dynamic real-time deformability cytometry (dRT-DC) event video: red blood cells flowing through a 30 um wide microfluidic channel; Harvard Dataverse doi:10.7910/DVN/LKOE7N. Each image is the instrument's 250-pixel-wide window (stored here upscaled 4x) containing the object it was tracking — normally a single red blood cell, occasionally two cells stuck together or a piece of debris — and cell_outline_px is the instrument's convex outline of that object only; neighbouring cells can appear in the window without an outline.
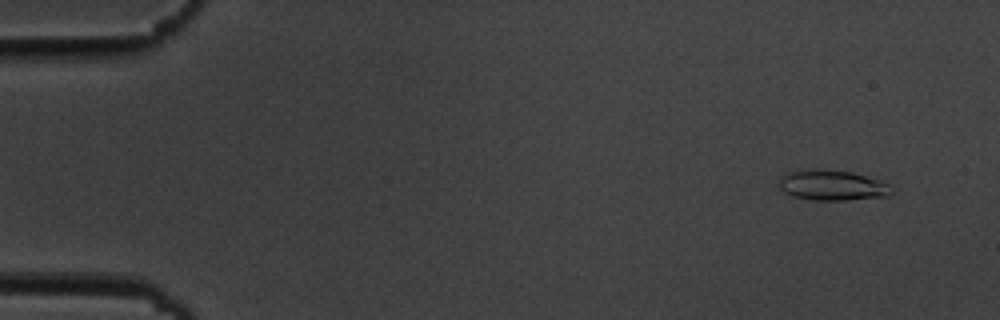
{"species": "common noctule bat (a hibernating species)", "species_latin": "Nyctalus noctula", "temperature_condition": "cold", "stored_images_in_passage": 55, "camera_frame_rate_fps": 3000, "um_per_image_px": 0.085, "animal": {"sex": "male", "body_mass_g": 19.5, "forearm_length_mm": 54.6}, "frame": {"image": 1, "passage_image": 4, "time_ms": 1.0, "image_size_px": [1000, 320], "cell_outline_px": [[892, 192], [888, 196], [844, 200], [812, 200], [792, 196], [784, 192], [780, 188], [780, 176], [788, 172], [800, 168], [816, 168], [852, 172], [880, 180], [888, 184], [892, 188]], "centroid_in_image_um": [70.7, 15.73], "position_along_channel_um": 14.3, "area_um2": 20.17}}
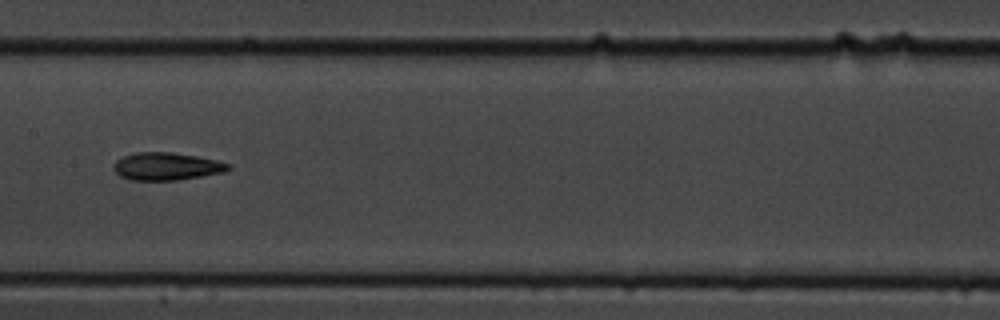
{"frame": {"image": 2, "passage_image": 28, "time_ms": 9.0, "image_size_px": [1000, 320], "cell_outline_px": [[232, 168], [224, 172], [180, 180], [128, 180], [120, 176], [112, 168], [116, 160], [124, 156], [136, 152], [172, 152], [196, 156], [216, 160], [232, 164]], "centroid_in_image_um": [14.17, 14.14], "position_along_channel_um": 193.2, "area_um2": 18.61}}
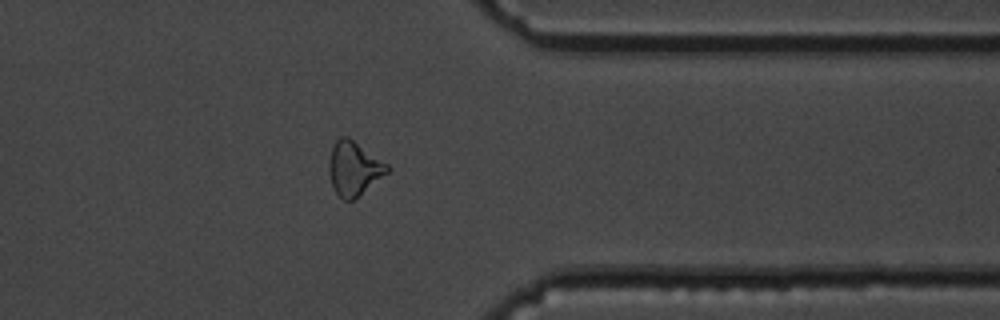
{"frame": {"image": 3, "passage_image": 44, "time_ms": 14.333, "image_size_px": [1000, 320], "cell_outline_px": [[392, 168], [388, 172], [356, 200], [344, 200], [336, 192], [332, 184], [328, 168], [328, 164], [332, 148], [336, 140], [340, 136], [348, 136], [388, 164]], "centroid_in_image_um": [30.1, 14.32], "position_along_channel_um": 381.3, "area_um2": 18.44}, "authors_computed_cell_mechanics": {"area_um2": 18.4382, "velocity_mm_per_s": 3.6771, "shape_relaxation_time_tau1_ms": 6.4195, "shape_relaxation_time_tau2_ms": 4.406, "deformation_change_tau1": 0.1842, "deformation_change_tau2": 0.1269}}